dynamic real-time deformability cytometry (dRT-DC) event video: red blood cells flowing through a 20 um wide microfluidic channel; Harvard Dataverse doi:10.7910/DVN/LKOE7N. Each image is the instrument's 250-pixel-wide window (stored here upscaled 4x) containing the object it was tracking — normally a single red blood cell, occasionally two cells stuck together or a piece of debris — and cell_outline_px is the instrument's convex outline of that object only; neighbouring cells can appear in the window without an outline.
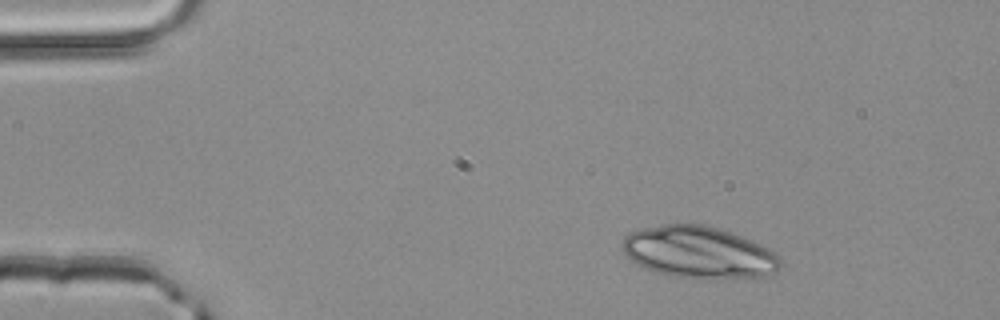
{"species": "common noctule bat (a hibernating species)", "species_latin": "Nyctalus noctula", "temperature_condition": "room temperature", "stored_images_in_passage": 3, "camera_frame_rate_fps": 3000, "um_per_image_px": 0.085, "animal": {"sex": "male", "body_mass_g": 20.4}, "frame": {"image": 1, "passage_image": 1, "time_ms": 0.0, "image_size_px": [1000, 320], "cell_outline_px": [[780, 268], [776, 272], [764, 276], [672, 276], [656, 272], [644, 268], [636, 264], [624, 252], [620, 244], [624, 236], [632, 232], [644, 228], [664, 224], [704, 224], [752, 240], [768, 248], [780, 256]], "centroid_in_image_um": [59.36, 21.41], "position_along_channel_um": 25.6, "area_um2": 46.7}}